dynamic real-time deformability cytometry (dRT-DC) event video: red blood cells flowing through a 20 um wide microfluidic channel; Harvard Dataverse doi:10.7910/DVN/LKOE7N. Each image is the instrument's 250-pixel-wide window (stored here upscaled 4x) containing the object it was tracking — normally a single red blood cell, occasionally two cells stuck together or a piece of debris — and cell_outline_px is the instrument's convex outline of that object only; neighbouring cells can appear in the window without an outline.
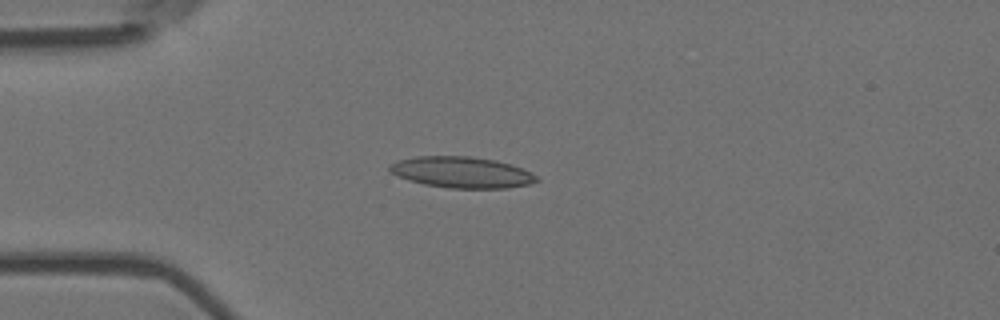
{"species": "Egyptian fruit bat (a non-hibernating species)", "species_latin": "Rousettus aegyptiacus", "temperature_condition": "room temperature", "stored_images_in_passage": 6, "camera_frame_rate_fps": 3000, "um_per_image_px": 0.085, "animal": {"sex": "female"}, "frame": {"image": 1, "passage_image": 4, "time_ms": 1.0, "image_size_px": [1000, 320], "cell_outline_px": [[540, 180], [532, 184], [508, 188], [448, 188], [424, 184], [408, 180], [388, 172], [388, 164], [400, 160], [416, 156], [468, 156], [492, 160], [512, 164], [536, 176]], "centroid_in_image_um": [39.21, 14.65], "position_along_channel_um": 45.8, "area_um2": 26.65}}
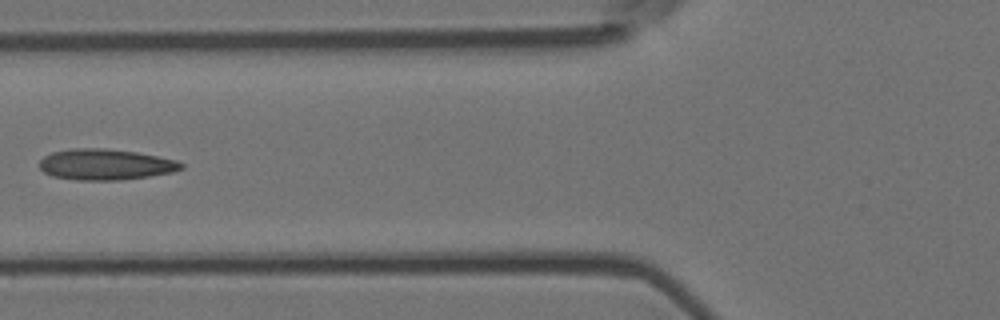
{"frame": {"image": 2, "passage_image": 6, "time_ms": 1.667, "image_size_px": [1000, 320], "cell_outline_px": [[184, 168], [172, 172], [148, 176], [120, 180], [76, 180], [52, 176], [44, 172], [40, 168], [40, 160], [44, 156], [52, 152], [72, 148], [104, 148], [136, 152], [176, 160], [184, 164]], "centroid_in_image_um": [8.95, 13.98], "position_along_channel_um": 116.9, "area_um2": 25.49}}